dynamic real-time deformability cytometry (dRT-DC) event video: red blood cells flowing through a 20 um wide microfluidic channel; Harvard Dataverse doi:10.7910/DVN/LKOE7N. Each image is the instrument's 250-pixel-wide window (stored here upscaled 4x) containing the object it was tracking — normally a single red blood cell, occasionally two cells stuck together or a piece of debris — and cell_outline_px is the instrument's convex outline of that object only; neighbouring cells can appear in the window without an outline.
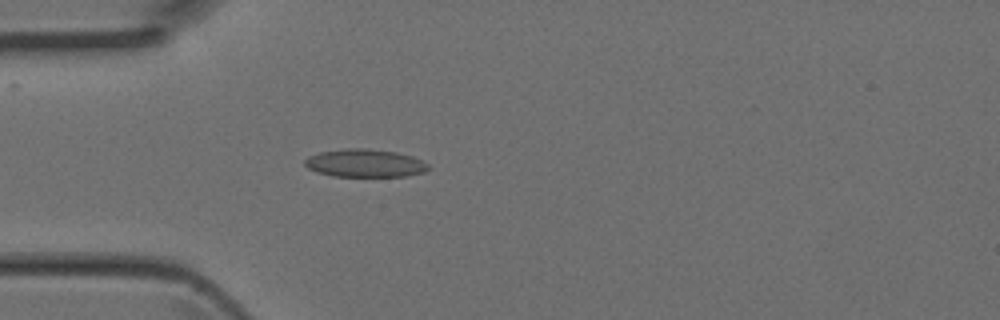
{"species": "Egyptian fruit bat (a non-hibernating species)", "species_latin": "Rousettus aegyptiacus", "temperature_condition": "room temperature", "stored_images_in_passage": 3, "camera_frame_rate_fps": 3000, "um_per_image_px": 0.085, "animal": {"sex": "female"}, "frame": {"image": 1, "passage_image": 3, "time_ms": 0.667, "image_size_px": [1000, 320], "cell_outline_px": [[432, 168], [424, 172], [408, 176], [332, 176], [316, 172], [308, 168], [304, 164], [304, 160], [308, 156], [320, 152], [348, 148], [368, 148], [396, 152], [412, 156], [424, 160]], "centroid_in_image_um": [31.05, 13.87], "position_along_channel_um": 53.9, "area_um2": 20.35}}